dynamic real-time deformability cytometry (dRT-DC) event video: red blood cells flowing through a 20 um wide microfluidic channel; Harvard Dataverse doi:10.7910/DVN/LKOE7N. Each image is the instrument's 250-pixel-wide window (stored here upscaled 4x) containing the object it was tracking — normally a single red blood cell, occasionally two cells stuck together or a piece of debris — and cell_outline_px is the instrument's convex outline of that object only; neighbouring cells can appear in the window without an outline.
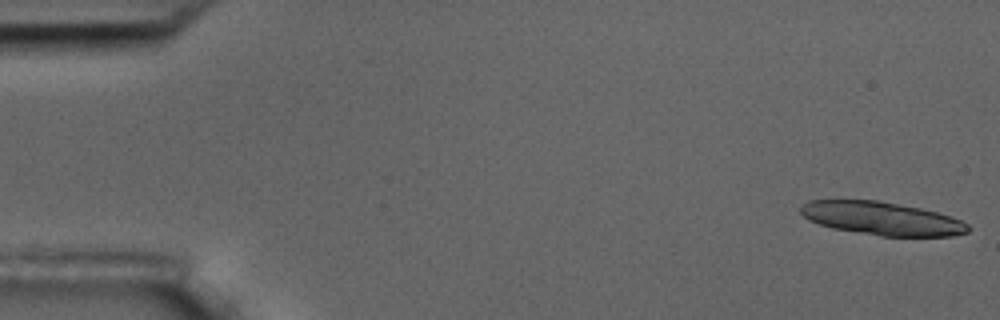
{"species": "common noctule bat (a hibernating species)", "species_latin": "Nyctalus noctula", "temperature_condition": "room temperature", "stored_images_in_passage": 8, "camera_frame_rate_fps": 3000, "um_per_image_px": 0.085, "animal": {"sex": "male", "body_mass_g": 17.5, "forearm_length_mm": 52.3}, "frame": {"image": 1, "passage_image": 1, "time_ms": 0.0, "image_size_px": [1000, 320], "cell_outline_px": [[972, 228], [968, 232], [952, 236], [880, 236], [832, 228], [808, 220], [800, 212], [800, 208], [808, 200], [876, 200], [920, 208], [936, 212], [960, 220], [968, 224]], "centroid_in_image_um": [74.95, 18.57], "position_along_channel_um": 10.0, "area_um2": 32.25}}
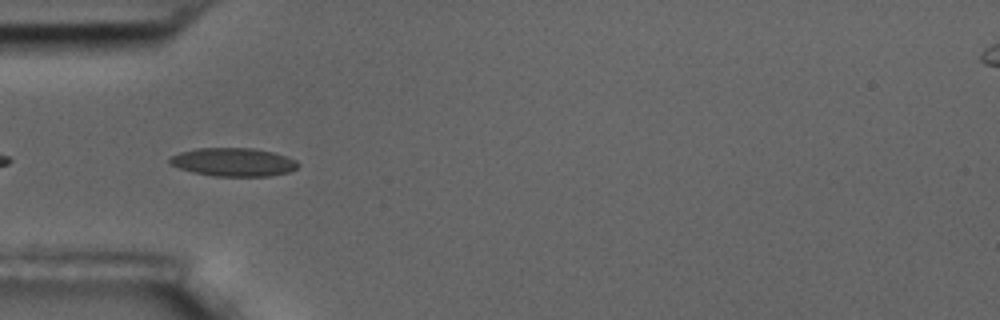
{"frame": {"image": 2, "passage_image": 6, "time_ms": 5.667, "image_size_px": [1000, 320], "cell_outline_px": [[300, 164], [296, 168], [288, 172], [268, 176], [216, 176], [192, 172], [180, 168], [172, 164], [168, 160], [172, 156], [180, 152], [196, 148], [252, 148], [272, 152], [288, 156], [296, 160]], "centroid_in_image_um": [19.86, 13.77], "position_along_channel_um": 65.1, "area_um2": 21.1}}